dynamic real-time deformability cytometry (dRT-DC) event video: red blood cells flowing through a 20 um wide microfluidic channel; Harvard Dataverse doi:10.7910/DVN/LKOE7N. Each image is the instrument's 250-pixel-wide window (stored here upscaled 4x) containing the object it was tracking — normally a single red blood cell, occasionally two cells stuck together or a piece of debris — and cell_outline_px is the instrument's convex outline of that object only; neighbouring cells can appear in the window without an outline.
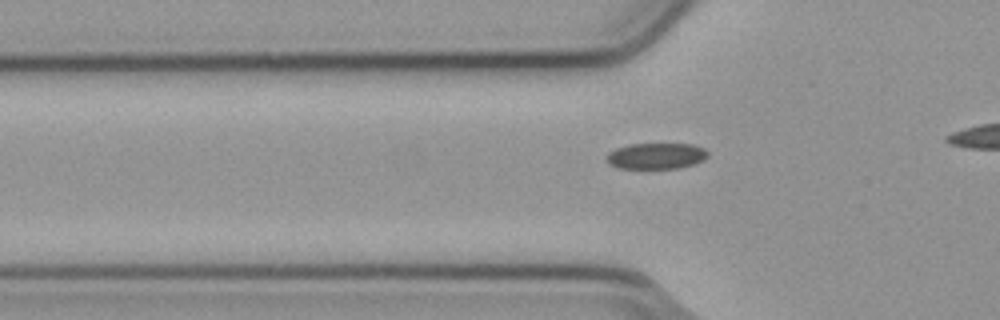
{"species": "common noctule bat (a hibernating species)", "species_latin": "Nyctalus noctula", "temperature_condition": "cold", "stored_images_in_passage": 37, "camera_frame_rate_fps": 3000, "um_per_image_px": 0.085, "animal": {"sex": "male", "body_mass_g": 23.1, "forearm_length_mm": 52.7}, "frame": {"image": 1, "passage_image": 11, "time_ms": 3.333, "image_size_px": [1000, 320], "cell_outline_px": [[708, 156], [704, 160], [680, 168], [616, 168], [608, 164], [604, 160], [608, 152], [616, 148], [628, 144], [692, 144], [704, 148], [708, 152]], "centroid_in_image_um": [55.73, 13.25], "position_along_channel_um": 70.1, "area_um2": 15.55}}
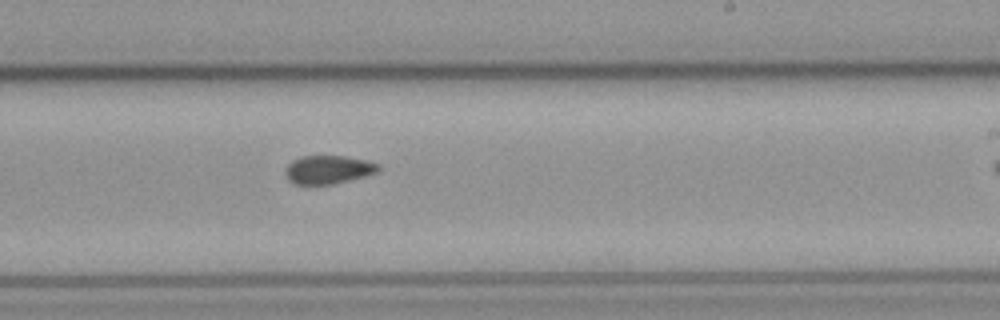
{"frame": {"image": 2, "passage_image": 26, "time_ms": 8.333, "image_size_px": [1000, 320], "cell_outline_px": [[380, 168], [376, 172], [364, 176], [332, 184], [296, 184], [288, 180], [284, 172], [284, 168], [292, 160], [300, 156], [344, 156], [364, 160], [380, 164]], "centroid_in_image_um": [27.85, 14.41], "position_along_channel_um": 261.2, "area_um2": 15.32}}
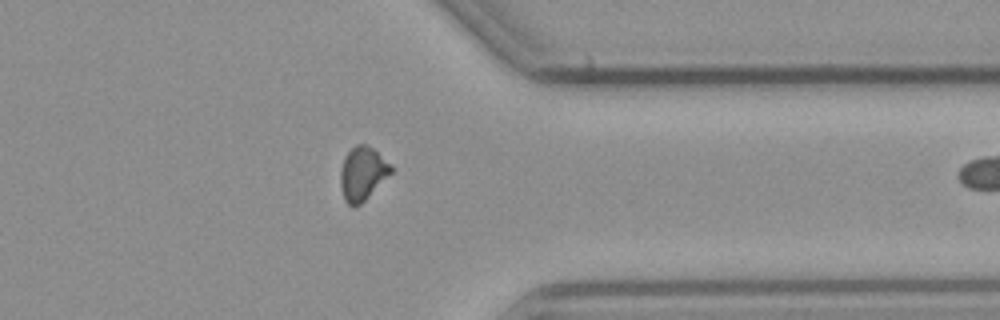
{"frame": {"image": 3, "passage_image": 36, "time_ms": 11.667, "image_size_px": [1000, 320], "cell_outline_px": [[392, 172], [360, 204], [348, 204], [344, 200], [340, 184], [340, 168], [344, 156], [356, 144], [368, 144], [392, 164]], "centroid_in_image_um": [30.8, 14.7], "position_along_channel_um": 380.6, "area_um2": 15.66}}